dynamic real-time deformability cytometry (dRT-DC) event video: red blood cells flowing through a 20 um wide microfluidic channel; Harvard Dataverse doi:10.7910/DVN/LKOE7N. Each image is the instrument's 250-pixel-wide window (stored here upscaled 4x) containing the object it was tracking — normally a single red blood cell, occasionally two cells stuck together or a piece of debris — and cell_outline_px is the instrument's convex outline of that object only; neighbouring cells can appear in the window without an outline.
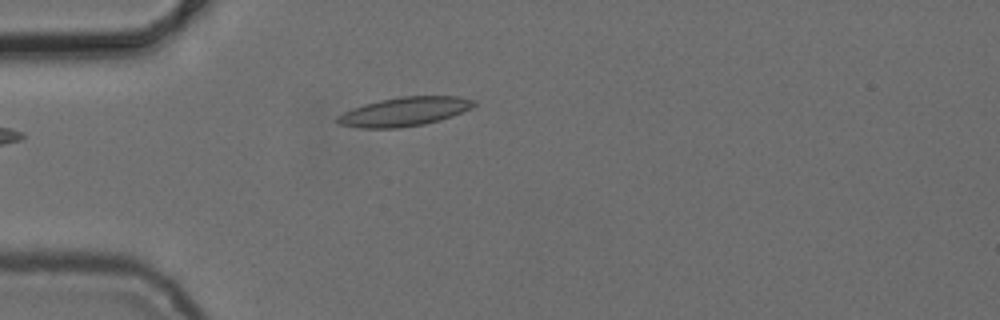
{"species": "common noctule bat (a hibernating species)", "species_latin": "Nyctalus noctula", "temperature_condition": "cold", "stored_images_in_passage": 2, "camera_frame_rate_fps": 3000, "um_per_image_px": 0.085, "animal": {"sex": "female", "body_mass_g": 24.6, "forearm_length_mm": 56.2}, "frame": {"image": 1, "passage_image": 2, "time_ms": 4.0, "image_size_px": [1000, 320], "cell_outline_px": [[476, 104], [472, 108], [452, 116], [440, 120], [424, 124], [400, 128], [360, 128], [336, 124], [336, 116], [352, 108], [364, 104], [380, 100], [400, 96], [460, 96], [476, 100]], "centroid_in_image_um": [34.37, 9.49], "position_along_channel_um": 50.6, "area_um2": 23.24}}